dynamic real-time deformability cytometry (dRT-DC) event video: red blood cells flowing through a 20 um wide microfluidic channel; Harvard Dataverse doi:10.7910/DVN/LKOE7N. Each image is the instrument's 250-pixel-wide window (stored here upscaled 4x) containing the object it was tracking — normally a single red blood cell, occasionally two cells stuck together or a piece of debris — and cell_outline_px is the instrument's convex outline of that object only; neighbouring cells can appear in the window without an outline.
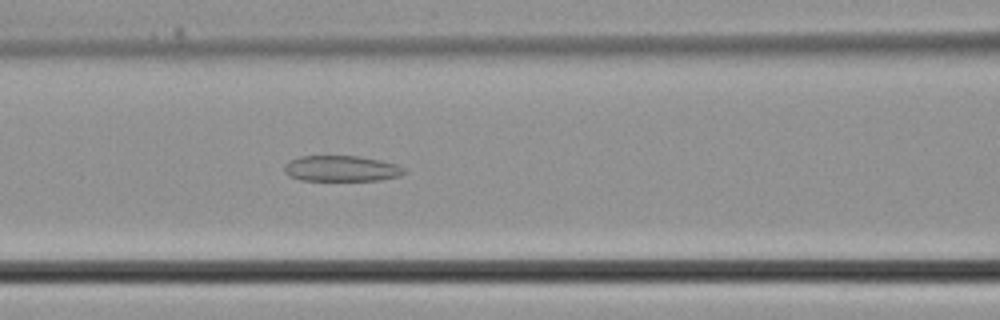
{"species": "common noctule bat (a hibernating species)", "species_latin": "Nyctalus noctula", "temperature_condition": "cold", "stored_images_in_passage": 30, "camera_frame_rate_fps": 3000, "um_per_image_px": 0.085, "animal": {"sex": "male", "body_mass_g": 21.5, "forearm_length_mm": 52.0}, "frame": {"image": 1, "passage_image": 9, "time_ms": 2.667, "image_size_px": [1000, 320], "cell_outline_px": [[408, 172], [400, 176], [380, 180], [300, 180], [288, 176], [284, 172], [284, 164], [300, 156], [356, 156], [380, 160], [396, 164], [404, 168]], "centroid_in_image_um": [29.02, 14.33], "position_along_channel_um": 137.6, "area_um2": 18.03}}
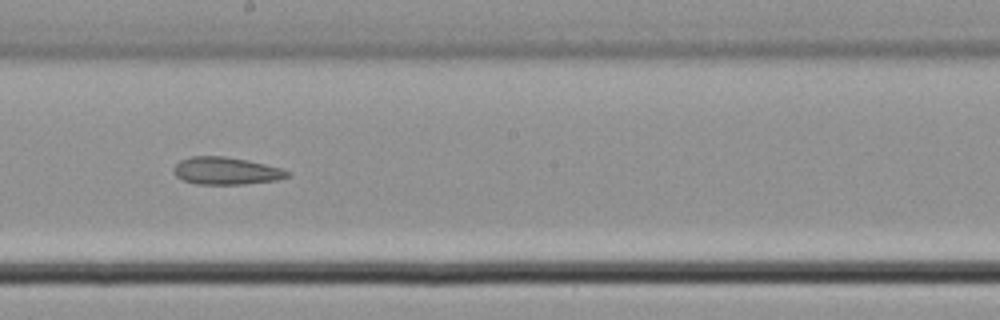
{"frame": {"image": 2, "passage_image": 14, "time_ms": 4.333, "image_size_px": [1000, 320], "cell_outline_px": [[292, 172], [288, 176], [276, 180], [244, 184], [196, 184], [184, 180], [176, 176], [172, 168], [180, 160], [192, 156], [224, 156], [248, 160], [280, 168]], "centroid_in_image_um": [19.2, 14.52], "position_along_channel_um": 229.0, "area_um2": 18.09}}
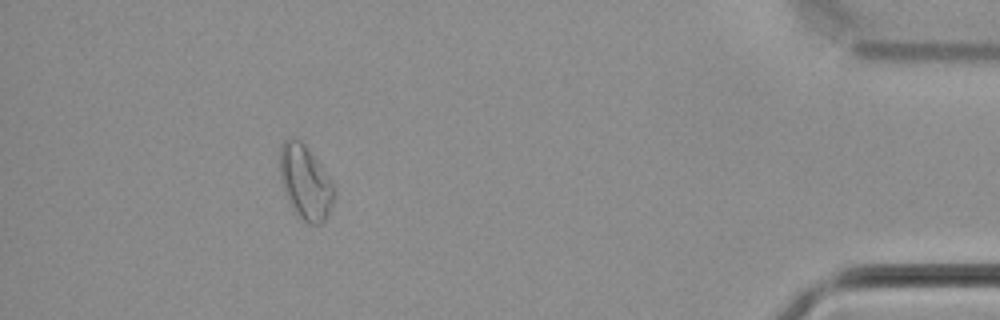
{"frame": {"image": 3, "passage_image": 27, "time_ms": 8.667, "image_size_px": [1000, 320], "cell_outline_px": [[336, 192], [332, 204], [324, 220], [320, 224], [308, 224], [296, 216], [284, 192], [280, 180], [280, 148], [284, 140], [292, 136], [296, 136], [304, 144], [328, 176], [336, 188]], "centroid_in_image_um": [25.93, 15.5], "position_along_channel_um": 409.3, "area_um2": 23.52}}